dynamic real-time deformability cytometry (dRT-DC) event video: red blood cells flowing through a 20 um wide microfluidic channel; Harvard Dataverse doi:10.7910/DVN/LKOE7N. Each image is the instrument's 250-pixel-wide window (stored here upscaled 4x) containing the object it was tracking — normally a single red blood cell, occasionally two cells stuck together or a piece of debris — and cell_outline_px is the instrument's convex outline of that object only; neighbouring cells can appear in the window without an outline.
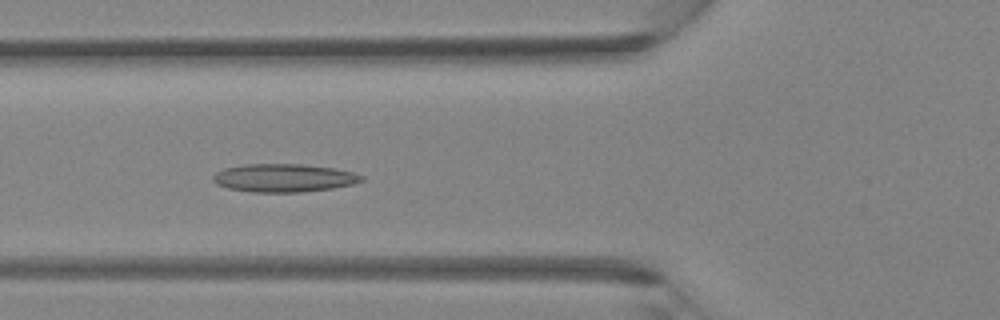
{"species": "Egyptian fruit bat (a non-hibernating species)", "species_latin": "Rousettus aegyptiacus", "temperature_condition": "room temperature", "stored_images_in_passage": 39, "camera_frame_rate_fps": 3000, "um_per_image_px": 0.085, "animal": {"sex": "female"}, "frame": {"image": 1, "passage_image": 14, "time_ms": 4.333, "image_size_px": [1000, 320], "cell_outline_px": [[364, 180], [352, 184], [332, 188], [300, 192], [252, 192], [228, 188], [216, 184], [212, 180], [212, 176], [216, 172], [224, 168], [244, 164], [304, 164], [332, 168], [352, 172], [364, 176]], "centroid_in_image_um": [24.09, 15.12], "position_along_channel_um": 101.7, "area_um2": 24.33}}
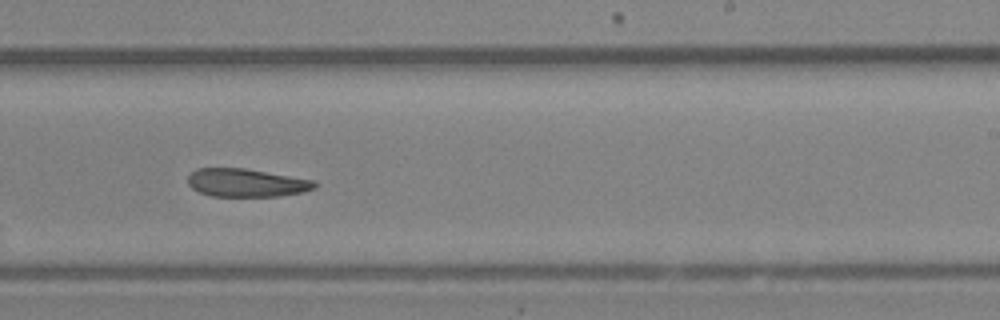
{"frame": {"image": 2, "passage_image": 24, "time_ms": 7.667, "image_size_px": [1000, 320], "cell_outline_px": [[316, 188], [304, 192], [280, 196], [212, 196], [200, 192], [192, 188], [188, 184], [188, 176], [196, 168], [244, 168], [316, 180]], "centroid_in_image_um": [20.97, 15.53], "position_along_channel_um": 268.0, "area_um2": 20.87}}
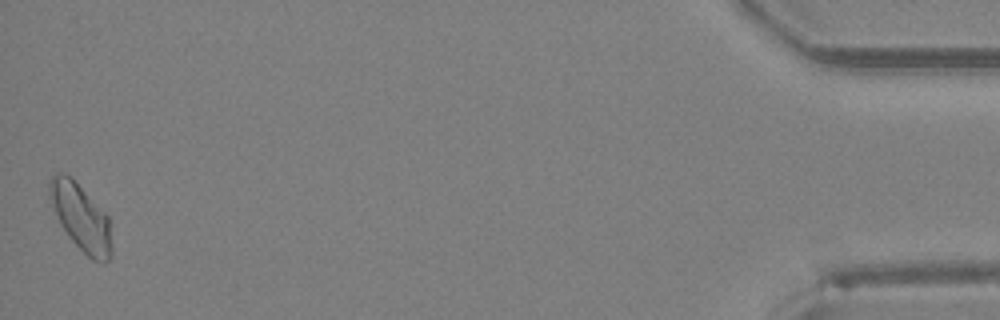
{"frame": {"image": 3, "passage_image": 39, "time_ms": 12.667, "image_size_px": [1000, 320], "cell_outline_px": [[112, 256], [104, 264], [92, 260], [68, 236], [60, 224], [48, 196], [48, 184], [52, 176], [56, 172], [64, 172], [72, 176], [108, 216], [112, 248]], "centroid_in_image_um": [6.87, 18.45], "position_along_channel_um": 428.3, "area_um2": 24.33}}